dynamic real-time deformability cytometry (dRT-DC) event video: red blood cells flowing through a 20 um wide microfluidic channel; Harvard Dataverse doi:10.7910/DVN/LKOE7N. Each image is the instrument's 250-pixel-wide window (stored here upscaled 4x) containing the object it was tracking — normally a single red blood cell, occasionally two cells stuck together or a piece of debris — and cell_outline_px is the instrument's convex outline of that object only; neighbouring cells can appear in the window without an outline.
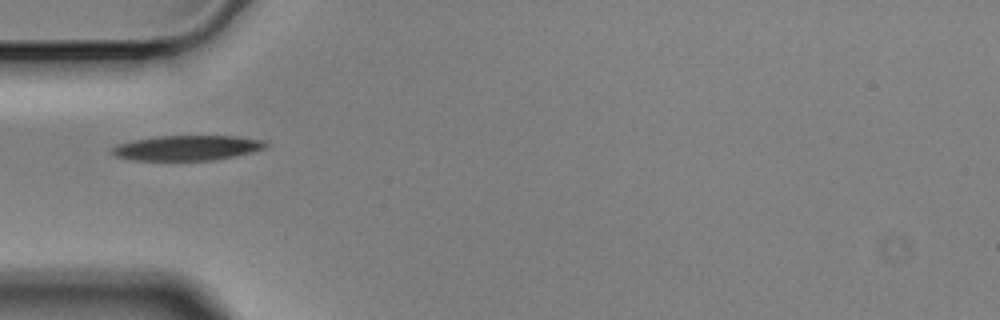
{"species": "Egyptian fruit bat (a non-hibernating species)", "species_latin": "Rousettus aegyptiacus", "temperature_condition": "cold", "stored_images_in_passage": 2, "camera_frame_rate_fps": 3000, "um_per_image_px": 0.085, "animal": {"sex": "male"}, "frame": {"image": 1, "passage_image": 1, "time_ms": 0.0, "image_size_px": [1000, 320], "cell_outline_px": [[268, 144], [264, 148], [252, 152], [236, 156], [212, 160], [132, 160], [116, 156], [112, 152], [112, 148], [120, 144], [136, 140], [156, 136], [236, 136], [264, 140]], "centroid_in_image_um": [15.95, 12.57], "position_along_channel_um": 69.0, "area_um2": 22.2}}
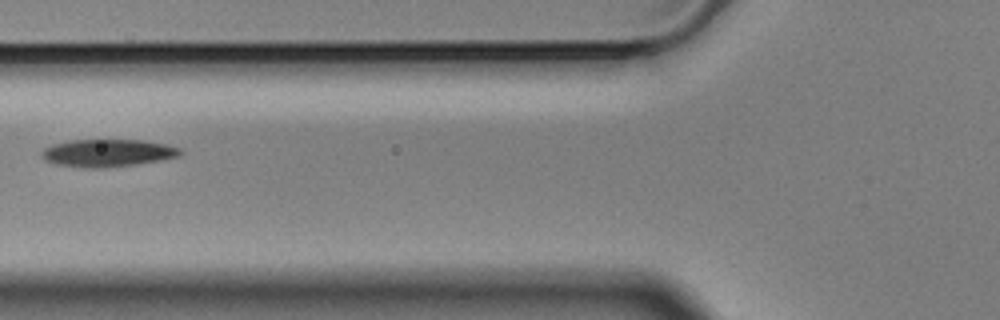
{"frame": {"image": 2, "passage_image": 2, "time_ms": 0.333, "image_size_px": [1000, 320], "cell_outline_px": [[184, 152], [180, 156], [160, 160], [136, 164], [104, 168], [84, 168], [56, 164], [44, 160], [40, 156], [40, 152], [44, 148], [52, 144], [72, 140], [144, 140], [164, 144], [180, 148]], "centroid_in_image_um": [9.12, 13.0], "position_along_channel_um": 116.7, "area_um2": 22.37}}